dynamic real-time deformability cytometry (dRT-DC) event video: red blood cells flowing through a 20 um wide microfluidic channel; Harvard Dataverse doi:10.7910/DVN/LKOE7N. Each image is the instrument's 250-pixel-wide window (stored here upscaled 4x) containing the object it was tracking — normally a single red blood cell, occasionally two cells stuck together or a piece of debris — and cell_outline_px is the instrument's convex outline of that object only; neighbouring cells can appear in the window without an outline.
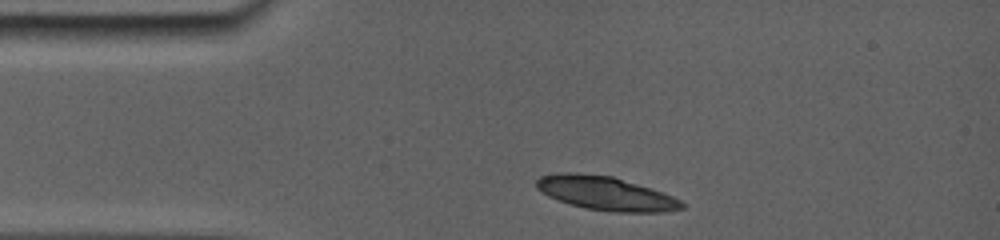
{"species": "common noctule bat (a hibernating species)", "species_latin": "Nyctalus noctula", "temperature_condition": "room temperature", "stored_images_in_passage": 1, "camera_frame_rate_fps": 5000, "um_per_image_px": 0.085, "animal": {"sex": "female", "body_mass_g": 19.0, "forearm_length_mm": 56.7}, "frame": {"image": 1, "passage_image": 1, "time_ms": 0.0, "image_size_px": [1000, 240], "cell_outline_px": [[688, 204], [684, 208], [664, 212], [616, 212], [588, 208], [572, 204], [548, 196], [536, 188], [536, 180], [540, 176], [564, 172], [568, 172], [612, 176], [652, 188], [664, 192]], "centroid_in_image_um": [51.54, 16.43], "position_along_channel_um": 33.5, "area_um2": 28.44}}